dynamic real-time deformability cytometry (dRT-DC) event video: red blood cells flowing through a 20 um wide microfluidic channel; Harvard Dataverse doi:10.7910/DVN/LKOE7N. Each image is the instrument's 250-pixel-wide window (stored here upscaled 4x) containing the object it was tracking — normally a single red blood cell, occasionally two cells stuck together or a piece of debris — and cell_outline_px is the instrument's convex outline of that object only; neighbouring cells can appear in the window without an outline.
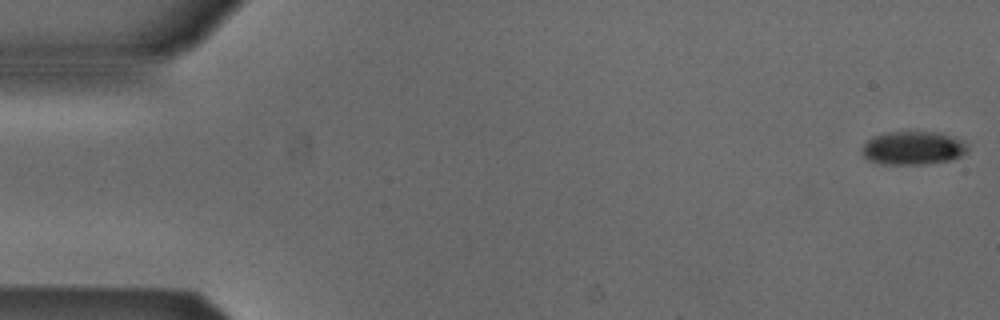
{"species": "Egyptian fruit bat (a non-hibernating species)", "species_latin": "Rousettus aegyptiacus", "temperature_condition": "cold", "stored_images_in_passage": 13, "camera_frame_rate_fps": 3000, "um_per_image_px": 0.085, "animal": {"sex": "male"}, "frame": {"image": 1, "passage_image": 1, "time_ms": 0.0, "image_size_px": [1000, 320], "cell_outline_px": [[968, 148], [960, 156], [948, 160], [924, 164], [884, 164], [868, 160], [860, 152], [860, 148], [872, 136], [888, 132], [940, 132], [964, 140]], "centroid_in_image_um": [77.57, 12.57], "position_along_channel_um": 7.4, "area_um2": 20.58}}